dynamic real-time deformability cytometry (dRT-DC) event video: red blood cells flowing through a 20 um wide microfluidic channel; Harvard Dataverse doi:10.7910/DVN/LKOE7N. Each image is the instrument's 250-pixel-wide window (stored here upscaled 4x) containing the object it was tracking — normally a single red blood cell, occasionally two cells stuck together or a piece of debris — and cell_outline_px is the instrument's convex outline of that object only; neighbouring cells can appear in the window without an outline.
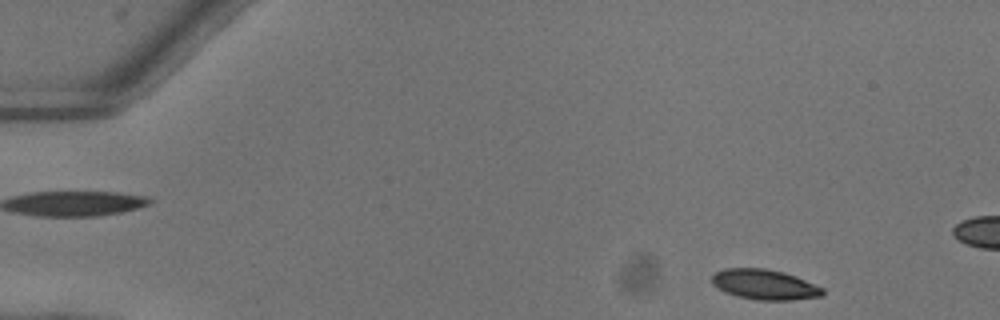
{"species": "common noctule bat (a hibernating species)", "species_latin": "Nyctalus noctula", "temperature_condition": "warm", "stored_images_in_passage": 45, "camera_frame_rate_fps": 3000, "um_per_image_px": 0.085, "animal": {"sex": "female"}, "frame": {"image": 1, "passage_image": 2, "time_ms": 0.333, "image_size_px": [1000, 320], "cell_outline_px": [[824, 296], [792, 300], [760, 300], [736, 296], [712, 284], [712, 276], [716, 272], [724, 268], [764, 268], [784, 272], [796, 276], [824, 288]], "centroid_in_image_um": [65.03, 24.18], "position_along_channel_um": 20.0, "area_um2": 19.42}}
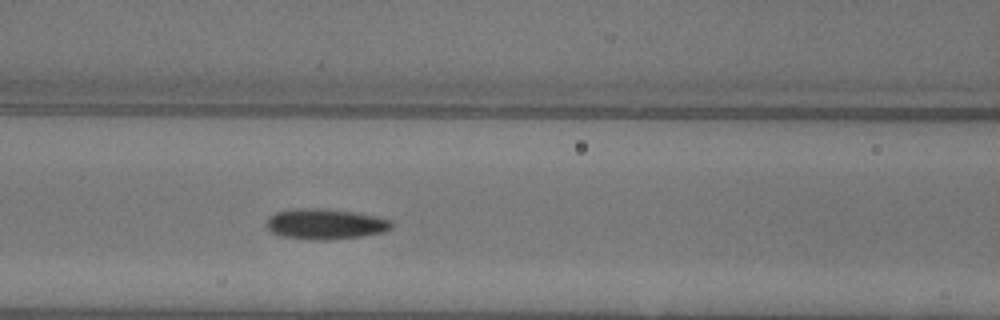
{"frame": {"image": 2, "passage_image": 19, "time_ms": 6.0, "image_size_px": [1000, 320], "cell_outline_px": [[392, 228], [384, 232], [360, 236], [328, 240], [312, 240], [280, 236], [268, 232], [268, 216], [276, 212], [300, 208], [320, 208], [352, 212], [376, 216], [392, 220]], "centroid_in_image_um": [27.63, 19.05], "position_along_channel_um": 139.0, "area_um2": 22.25}}
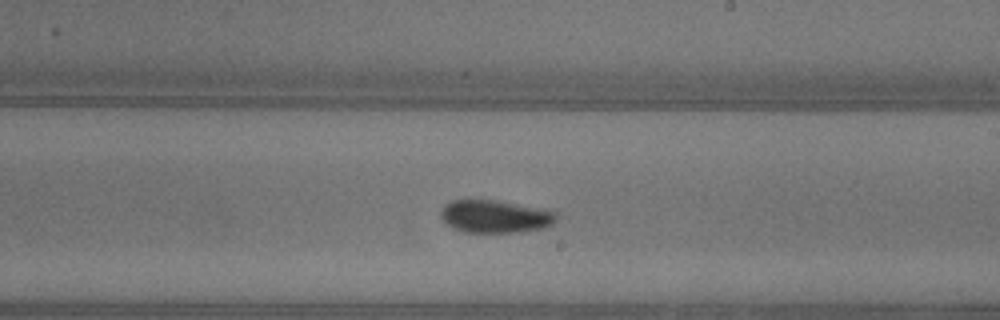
{"frame": {"image": 3, "passage_image": 27, "time_ms": 8.667, "image_size_px": [1000, 320], "cell_outline_px": [[556, 220], [552, 224], [544, 228], [520, 232], [464, 232], [452, 228], [444, 224], [440, 220], [440, 212], [444, 204], [452, 200], [496, 200], [544, 208], [556, 212]], "centroid_in_image_um": [42.05, 18.4], "position_along_channel_um": 247.0, "area_um2": 22.43}}